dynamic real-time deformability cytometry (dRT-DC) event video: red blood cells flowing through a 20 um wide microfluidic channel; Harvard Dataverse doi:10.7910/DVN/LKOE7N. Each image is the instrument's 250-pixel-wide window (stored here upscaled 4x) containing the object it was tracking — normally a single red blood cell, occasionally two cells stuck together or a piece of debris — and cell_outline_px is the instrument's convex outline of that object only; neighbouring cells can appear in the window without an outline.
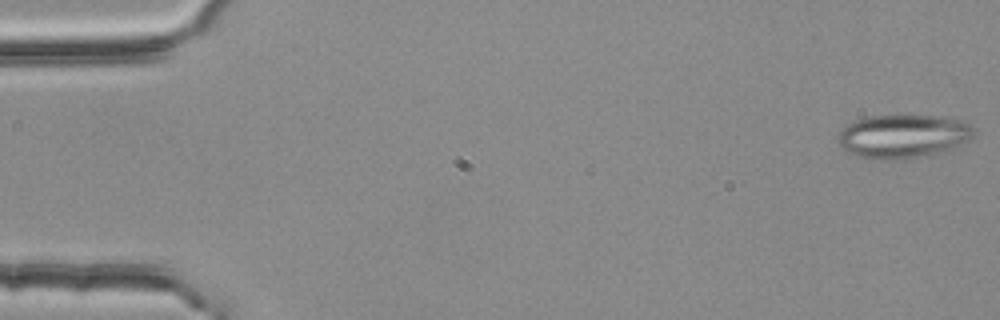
{"species": "common noctule bat (a hibernating species)", "species_latin": "Nyctalus noctula", "temperature_condition": "room temperature", "stored_images_in_passage": 54, "camera_frame_rate_fps": 3000, "um_per_image_px": 0.085, "animal": {"sex": "female", "body_mass_g": 25.1}, "frame": {"image": 1, "passage_image": 1, "time_ms": 0.0, "image_size_px": [1000, 320], "cell_outline_px": [[976, 132], [968, 140], [944, 152], [928, 156], [904, 160], [872, 160], [856, 156], [840, 148], [836, 140], [836, 136], [848, 124], [856, 120], [868, 116], [944, 116], [960, 120], [976, 128]], "centroid_in_image_um": [76.74, 11.61], "position_along_channel_um": 8.3, "area_um2": 35.14}}
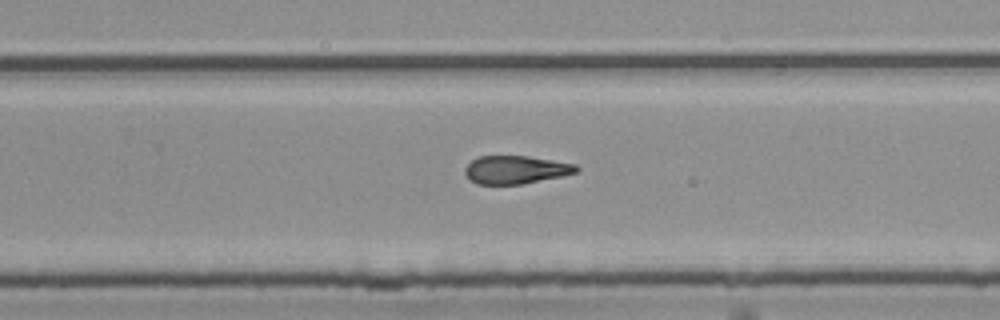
{"frame": {"image": 2, "passage_image": 35, "time_ms": 11.333, "image_size_px": [1000, 320], "cell_outline_px": [[580, 168], [576, 172], [560, 176], [524, 184], [480, 184], [472, 180], [464, 172], [464, 168], [472, 160], [480, 156], [528, 156], [576, 164]], "centroid_in_image_um": [43.85, 14.42], "position_along_channel_um": 286.0, "area_um2": 18.03}}
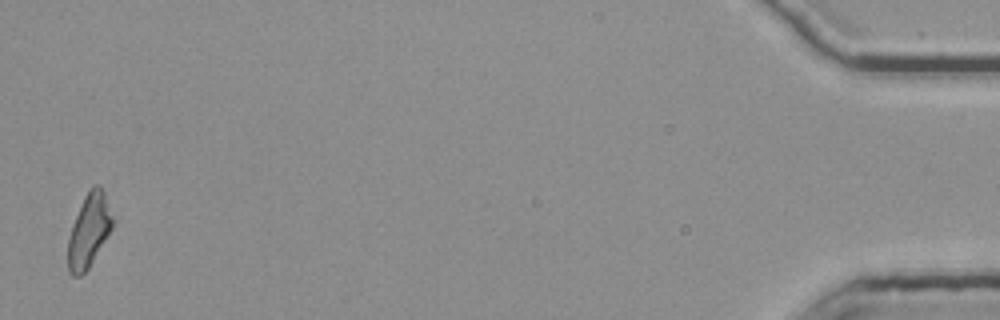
{"frame": {"image": 3, "passage_image": 54, "time_ms": 17.667, "image_size_px": [1000, 320], "cell_outline_px": [[116, 220], [112, 228], [88, 268], [80, 276], [72, 276], [68, 272], [68, 236], [84, 196], [96, 184], [100, 184], [104, 188]], "centroid_in_image_um": [7.6, 19.55], "position_along_channel_um": 427.6, "area_um2": 19.25}, "authors_computed_cell_mechanics": {"area_um2": 19.5653, "velocity_mm_per_s": 3.7558, "shape_relaxation_time_tau1_ms": null, "shape_relaxation_time_tau2_ms": 6.3965, "deformation_change_tau1": null, "deformation_change_tau2": 0.1796}}